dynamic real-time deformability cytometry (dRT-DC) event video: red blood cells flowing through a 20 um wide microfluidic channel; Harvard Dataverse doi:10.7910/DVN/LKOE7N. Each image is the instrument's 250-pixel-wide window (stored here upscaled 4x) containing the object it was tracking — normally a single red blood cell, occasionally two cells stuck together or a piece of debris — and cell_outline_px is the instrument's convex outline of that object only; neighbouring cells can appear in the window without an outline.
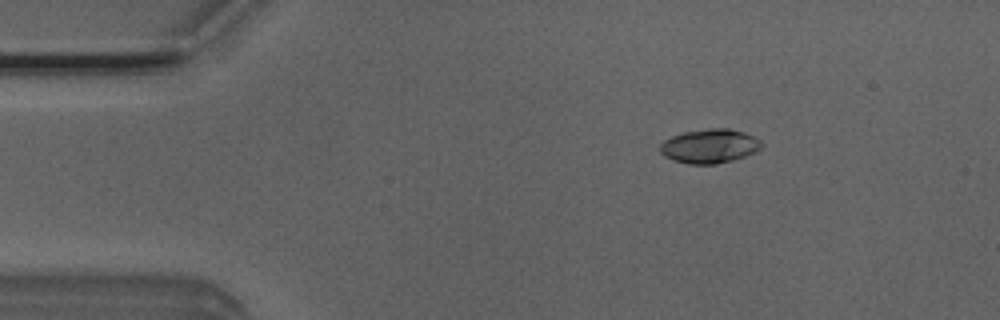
{"species": "Egyptian fruit bat (a non-hibernating species)", "species_latin": "Rousettus aegyptiacus", "temperature_condition": "room temperature", "stored_images_in_passage": 51, "camera_frame_rate_fps": 3000, "um_per_image_px": 0.085, "animal": {"sex": "male"}, "frame": {"image": 1, "passage_image": 8, "time_ms": 2.333, "image_size_px": [1000, 320], "cell_outline_px": [[764, 144], [756, 152], [732, 160], [716, 164], [688, 164], [672, 160], [664, 156], [660, 152], [660, 144], [664, 140], [672, 136], [684, 132], [708, 128], [728, 128], [744, 132], [760, 140]], "centroid_in_image_um": [60.3, 12.42], "position_along_channel_um": 24.7, "area_um2": 20.23}}
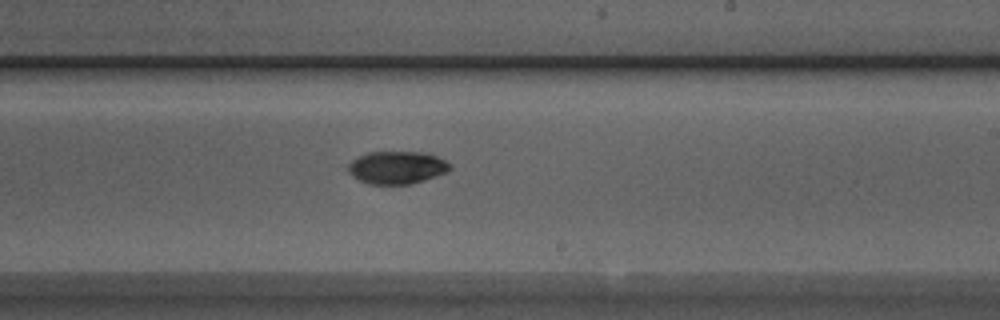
{"frame": {"image": 2, "passage_image": 30, "time_ms": 9.667, "image_size_px": [1000, 320], "cell_outline_px": [[452, 168], [448, 172], [412, 184], [368, 184], [352, 176], [348, 172], [348, 164], [352, 160], [368, 152], [428, 152], [452, 164]], "centroid_in_image_um": [33.77, 14.24], "position_along_channel_um": 255.2, "area_um2": 19.54}}
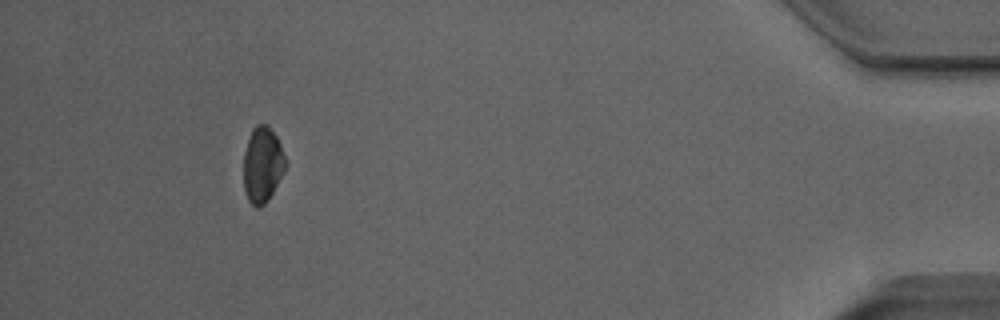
{"frame": {"image": 3, "passage_image": 47, "time_ms": 15.333, "image_size_px": [1000, 320], "cell_outline_px": [[284, 172], [268, 200], [264, 204], [256, 208], [248, 200], [244, 188], [244, 152], [252, 128], [256, 124], [268, 124], [276, 136], [280, 144], [284, 156]], "centroid_in_image_um": [22.29, 13.99], "position_along_channel_um": 412.9, "area_um2": 18.26}, "authors_computed_cell_mechanics": {"area_um2": 19.5364, "velocity_mm_per_s": 3.9995, "shape_relaxation_time_tau1_ms": 3.4598, "shape_relaxation_time_tau2_ms": null, "deformation_change_tau1": 0.1061, "deformation_change_tau2": null}}